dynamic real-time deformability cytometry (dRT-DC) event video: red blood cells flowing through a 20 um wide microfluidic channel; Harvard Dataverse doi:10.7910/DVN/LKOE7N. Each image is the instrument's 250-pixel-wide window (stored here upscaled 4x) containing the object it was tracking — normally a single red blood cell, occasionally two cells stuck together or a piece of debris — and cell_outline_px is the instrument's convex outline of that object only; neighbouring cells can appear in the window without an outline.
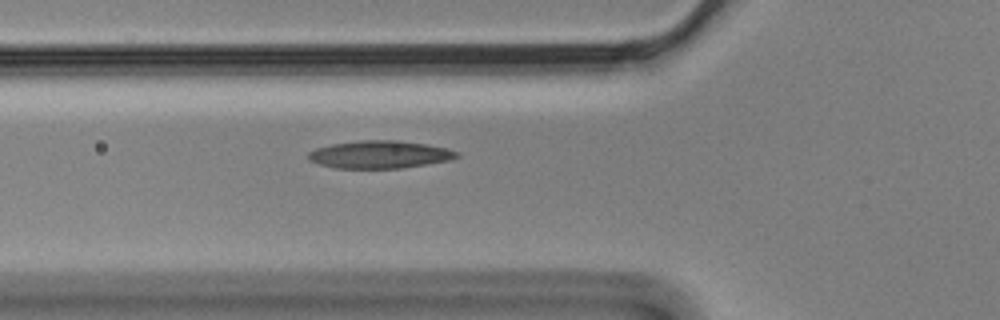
{"species": "Egyptian fruit bat (a non-hibernating species)", "species_latin": "Rousettus aegyptiacus", "temperature_condition": "cold", "stored_images_in_passage": 4, "camera_frame_rate_fps": 3000, "um_per_image_px": 0.085, "animal": {"sex": "male"}, "frame": {"image": 1, "passage_image": 4, "time_ms": 1.0, "image_size_px": [1000, 320], "cell_outline_px": [[460, 156], [452, 160], [400, 168], [336, 168], [320, 164], [308, 160], [308, 152], [316, 148], [332, 144], [360, 140], [400, 140], [448, 148], [456, 152]], "centroid_in_image_um": [32.28, 13.13], "position_along_channel_um": 93.5, "area_um2": 23.87}}